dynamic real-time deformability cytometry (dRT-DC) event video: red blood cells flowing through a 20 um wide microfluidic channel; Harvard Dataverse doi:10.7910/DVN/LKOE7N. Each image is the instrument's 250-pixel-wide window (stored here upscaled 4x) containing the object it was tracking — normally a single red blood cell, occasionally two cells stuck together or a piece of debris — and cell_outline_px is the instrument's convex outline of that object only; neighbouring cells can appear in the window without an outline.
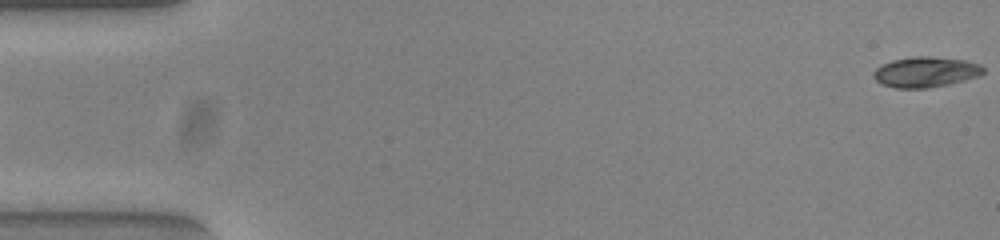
{"species": "common noctule bat (a hibernating species)", "species_latin": "Nyctalus noctula", "temperature_condition": "warm", "stored_images_in_passage": 54, "camera_frame_rate_fps": 3000, "um_per_image_px": 0.085, "animal": {"sex": "female", "body_mass_g": 23.0, "forearm_length_mm": 53.4}, "frame": {"image": 1, "passage_image": 1, "time_ms": 0.0, "image_size_px": [1000, 240], "cell_outline_px": [[984, 72], [980, 76], [948, 84], [928, 88], [896, 88], [880, 84], [872, 76], [872, 72], [876, 68], [892, 60], [916, 56], [928, 56], [964, 60], [980, 64], [984, 68]], "centroid_in_image_um": [78.67, 6.12], "position_along_channel_um": 6.3, "area_um2": 19.48}}
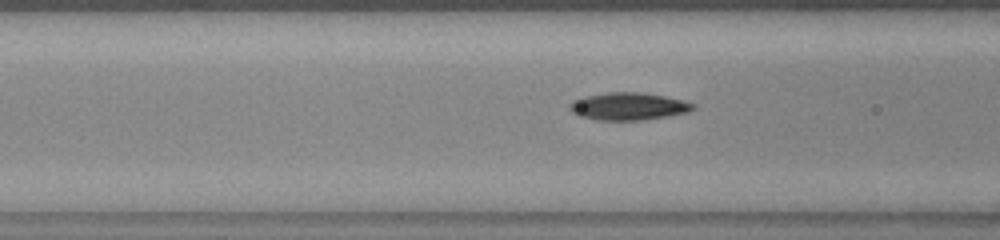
{"frame": {"image": 2, "passage_image": 21, "time_ms": 6.667, "image_size_px": [1000, 240], "cell_outline_px": [[696, 108], [688, 112], [668, 116], [640, 120], [596, 120], [580, 116], [572, 112], [568, 108], [568, 104], [572, 100], [584, 96], [608, 92], [644, 92], [684, 100], [696, 104]], "centroid_in_image_um": [53.41, 9.03], "position_along_channel_um": 113.2, "area_um2": 20.0}}
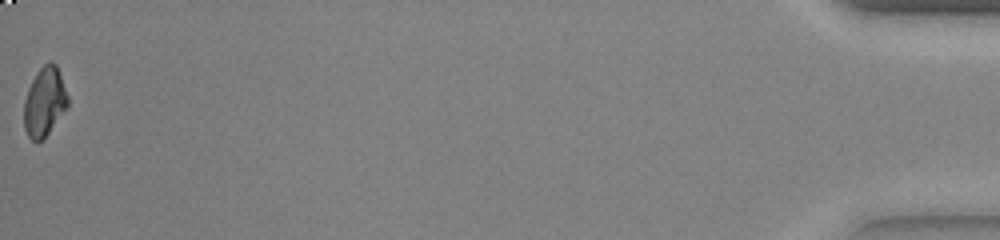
{"frame": {"image": 3, "passage_image": 54, "time_ms": 17.667, "image_size_px": [1000, 240], "cell_outline_px": [[68, 104], [48, 132], [40, 140], [32, 140], [28, 136], [24, 128], [24, 100], [28, 88], [36, 72], [44, 64], [52, 60], [56, 64], [68, 96]], "centroid_in_image_um": [3.76, 8.61], "position_along_channel_um": 431.4, "area_um2": 17.22}, "authors_computed_cell_mechanics": {"area_um2": 19.0451, "velocity_mm_per_s": 3.8401, "shape_relaxation_time_tau1_ms": 5.852, "shape_relaxation_time_tau2_ms": 3.6397, "deformation_change_tau1": 0.2207, "deformation_change_tau2": 0.0705}}